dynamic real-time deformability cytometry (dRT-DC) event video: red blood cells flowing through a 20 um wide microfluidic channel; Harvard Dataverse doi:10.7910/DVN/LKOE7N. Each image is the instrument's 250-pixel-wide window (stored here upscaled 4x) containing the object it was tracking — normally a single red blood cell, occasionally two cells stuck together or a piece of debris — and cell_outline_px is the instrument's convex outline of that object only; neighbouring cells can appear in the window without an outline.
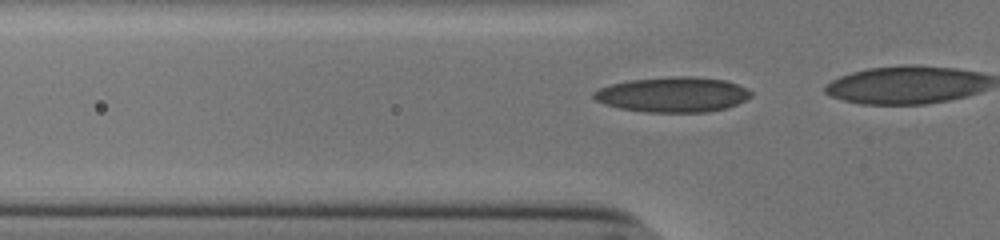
{"species": "human", "species_latin": "Homo sapiens", "temperature_condition": "cold", "stored_images_in_passage": 17, "camera_frame_rate_fps": 3000, "um_per_image_px": 0.085, "donor": {"sex": "male"}, "frame": {"image": 1, "passage_image": 14, "time_ms": 4.333, "image_size_px": [1000, 240], "cell_outline_px": [[752, 96], [728, 108], [708, 112], [644, 112], [620, 108], [604, 104], [596, 100], [592, 96], [592, 92], [600, 88], [612, 84], [632, 80], [676, 76], [692, 76], [724, 80], [748, 88], [752, 92]], "centroid_in_image_um": [57.2, 8.04], "position_along_channel_um": 68.6, "area_um2": 32.14}}